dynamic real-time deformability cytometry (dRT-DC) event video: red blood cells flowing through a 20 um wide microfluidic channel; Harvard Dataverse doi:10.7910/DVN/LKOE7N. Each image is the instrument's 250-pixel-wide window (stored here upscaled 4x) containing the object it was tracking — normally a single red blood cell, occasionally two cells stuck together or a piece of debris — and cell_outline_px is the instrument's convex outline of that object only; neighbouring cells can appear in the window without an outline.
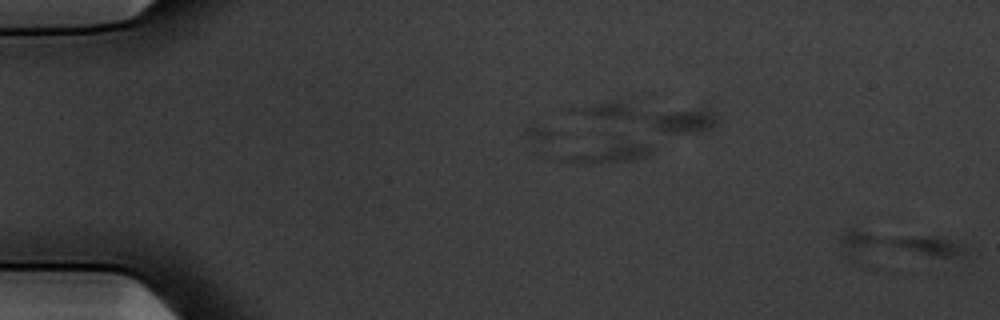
{"species": "common noctule bat (a hibernating species)", "species_latin": "Nyctalus noctula", "temperature_condition": "warm", "stored_images_in_passage": 2, "camera_frame_rate_fps": 3000, "um_per_image_px": 0.085, "animal": {"sex": "male", "body_mass_g": 20.1, "forearm_length_mm": 53.5}, "frame": {"image": 1, "passage_image": 2, "time_ms": 0.333, "image_size_px": [1000, 320], "cell_outline_px": [[964, 256], [868, 268], [860, 268], [852, 264], [840, 252], [840, 236], [844, 228], [856, 228], [936, 236], [948, 240], [956, 244], [964, 252]], "centroid_in_image_um": [75.93, 21.07], "position_along_channel_um": 9.1, "area_um2": 25.43}}